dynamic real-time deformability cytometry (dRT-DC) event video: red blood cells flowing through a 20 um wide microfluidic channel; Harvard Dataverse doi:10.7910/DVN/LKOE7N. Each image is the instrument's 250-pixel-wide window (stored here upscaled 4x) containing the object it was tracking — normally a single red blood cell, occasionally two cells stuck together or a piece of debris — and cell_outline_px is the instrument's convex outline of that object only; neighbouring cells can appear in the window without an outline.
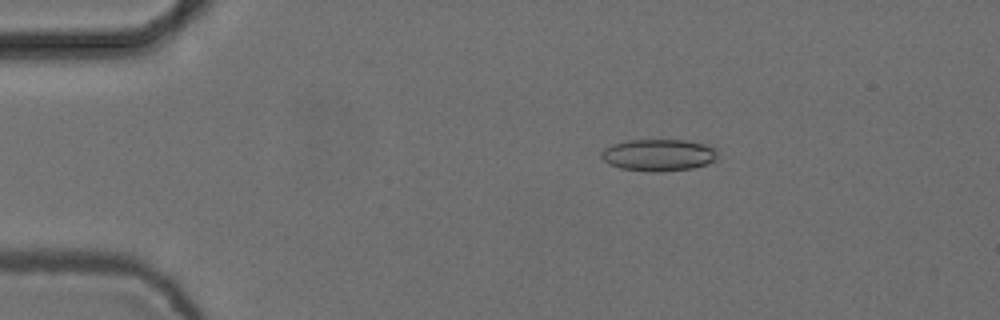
{"species": "common noctule bat (a hibernating species)", "species_latin": "Nyctalus noctula", "temperature_condition": "cold", "stored_images_in_passage": 9, "camera_frame_rate_fps": 3000, "um_per_image_px": 0.085, "animal": {"sex": "female", "body_mass_g": 24.6, "forearm_length_mm": 56.2}, "frame": {"image": 1, "passage_image": 2, "time_ms": 0.333, "image_size_px": [1000, 320], "cell_outline_px": [[720, 148], [716, 160], [692, 168], [660, 172], [648, 172], [620, 168], [608, 164], [600, 156], [600, 152], [604, 148], [612, 144], [628, 140], [688, 140]], "centroid_in_image_um": [55.99, 13.17], "position_along_channel_um": 29.0, "area_um2": 21.96}}
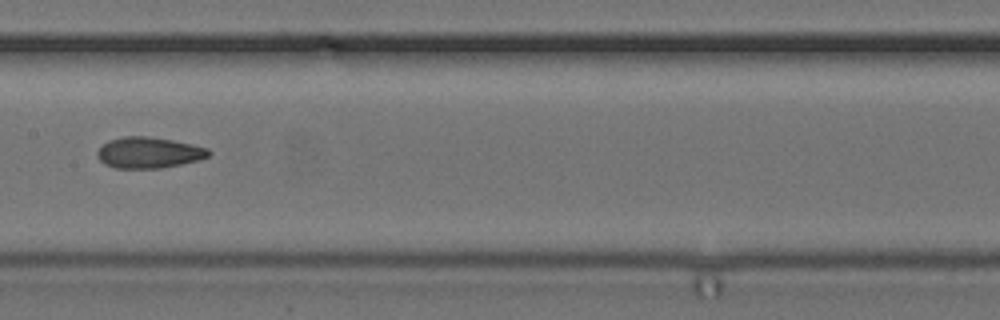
{"frame": {"image": 2, "passage_image": 7, "time_ms": 2.0, "image_size_px": [1000, 320], "cell_outline_px": [[212, 152], [208, 156], [200, 160], [160, 168], [116, 168], [104, 164], [96, 156], [96, 152], [108, 140], [124, 136], [148, 136], [172, 140], [192, 144], [208, 148]], "centroid_in_image_um": [12.64, 12.97], "position_along_channel_um": 194.8, "area_um2": 20.17}}
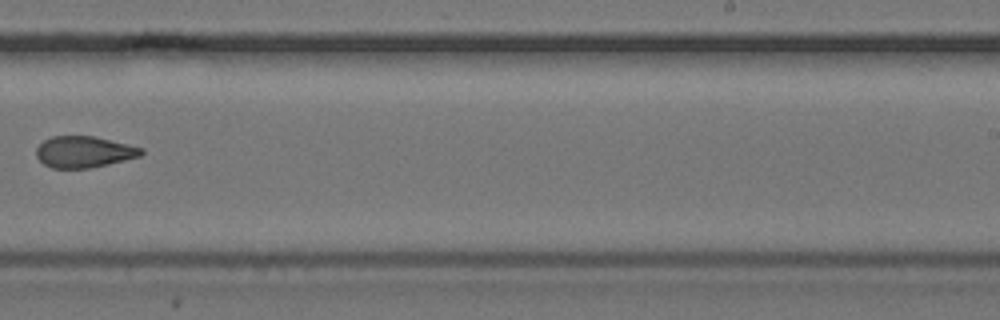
{"frame": {"image": 3, "passage_image": 9, "time_ms": 2.667, "image_size_px": [1000, 320], "cell_outline_px": [[144, 152], [140, 156], [92, 168], [52, 168], [44, 164], [36, 156], [36, 148], [44, 140], [52, 136], [92, 136], [144, 148]], "centroid_in_image_um": [7.13, 12.91], "position_along_channel_um": 281.9, "area_um2": 19.07}}